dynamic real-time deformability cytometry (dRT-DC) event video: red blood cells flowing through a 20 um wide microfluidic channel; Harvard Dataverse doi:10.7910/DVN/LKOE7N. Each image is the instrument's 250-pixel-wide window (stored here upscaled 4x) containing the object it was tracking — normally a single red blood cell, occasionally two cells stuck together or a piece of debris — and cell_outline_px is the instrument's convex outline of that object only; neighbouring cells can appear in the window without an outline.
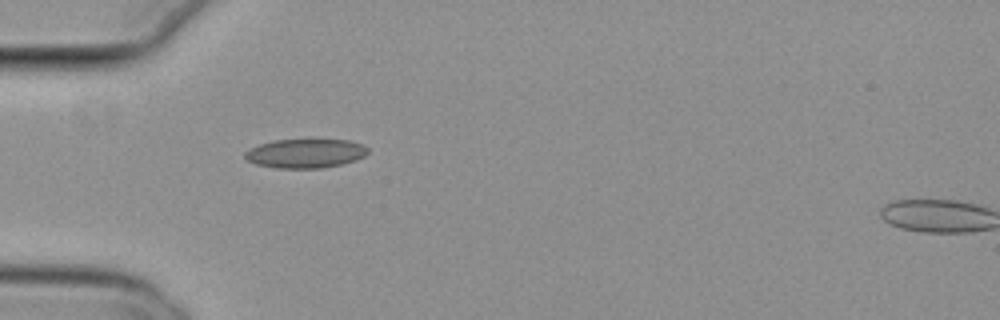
{"species": "common noctule bat (a hibernating species)", "species_latin": "Nyctalus noctula", "temperature_condition": "cold", "stored_images_in_passage": 38, "camera_frame_rate_fps": 3000, "um_per_image_px": 0.085, "animal": {"sex": "female", "body_mass_g": 29.2, "forearm_length_mm": 56.3}, "frame": {"image": 1, "passage_image": 1, "time_ms": 0.0, "image_size_px": [1000, 320], "cell_outline_px": [[368, 152], [364, 156], [356, 160], [344, 164], [320, 168], [276, 168], [256, 164], [248, 160], [244, 156], [244, 152], [260, 144], [272, 140], [308, 136], [348, 140], [364, 144], [368, 148]], "centroid_in_image_um": [26.01, 12.98], "position_along_channel_um": 59.0, "area_um2": 21.91}}
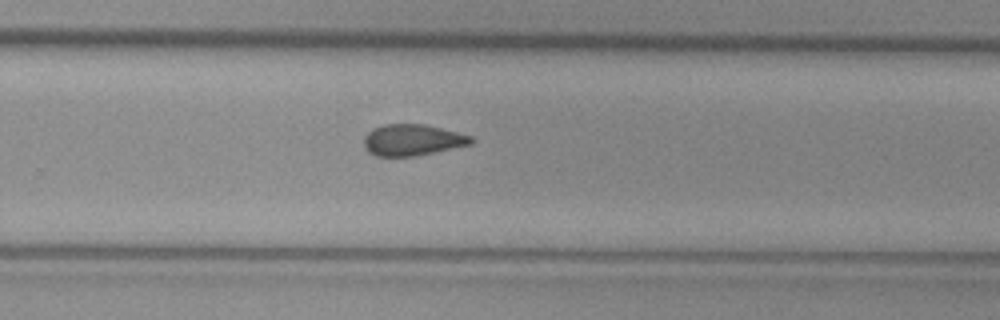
{"frame": {"image": 2, "passage_image": 20, "time_ms": 6.333, "image_size_px": [1000, 320], "cell_outline_px": [[472, 144], [416, 156], [376, 156], [368, 152], [364, 148], [364, 136], [372, 128], [384, 124], [424, 124], [472, 136]], "centroid_in_image_um": [35.01, 11.9], "position_along_channel_um": 294.8, "area_um2": 19.54}}
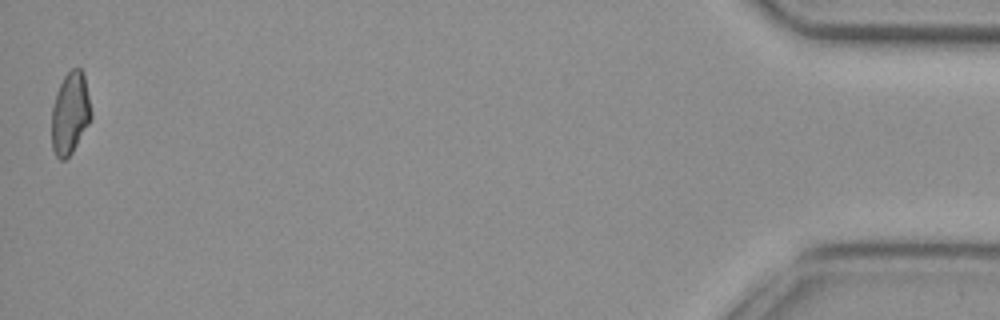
{"frame": {"image": 3, "passage_image": 38, "time_ms": 12.333, "image_size_px": [1000, 320], "cell_outline_px": [[92, 116], [88, 124], [72, 152], [64, 160], [60, 160], [56, 156], [52, 148], [52, 108], [56, 92], [64, 76], [72, 68], [80, 68], [84, 72], [92, 112]], "centroid_in_image_um": [5.96, 9.6], "position_along_channel_um": 429.2, "area_um2": 18.84}, "authors_computed_cell_mechanics": {"area_um2": 19.8254, "velocity_mm_per_s": 3.8115, "shape_relaxation_time_tau1_ms": 9.9696, "shape_relaxation_time_tau2_ms": 3.6218, "deformation_change_tau1": 0.1556, "deformation_change_tau2": 0.0932}}